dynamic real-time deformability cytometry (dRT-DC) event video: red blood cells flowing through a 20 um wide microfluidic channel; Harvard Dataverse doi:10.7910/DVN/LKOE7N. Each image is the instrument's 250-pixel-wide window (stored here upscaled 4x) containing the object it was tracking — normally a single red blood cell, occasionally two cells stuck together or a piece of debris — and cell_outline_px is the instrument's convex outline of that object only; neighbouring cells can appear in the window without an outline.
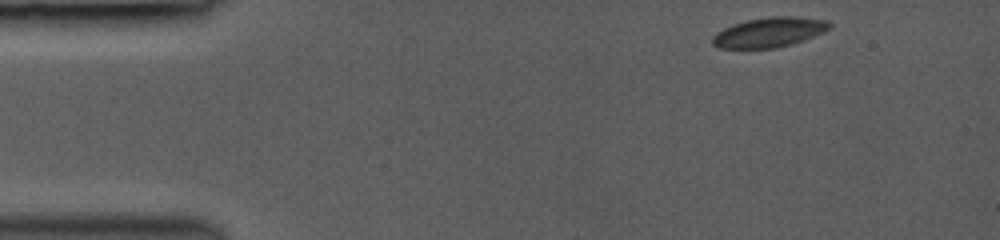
{"species": "common noctule bat (a hibernating species)", "species_latin": "Nyctalus noctula", "temperature_condition": "room temperature", "stored_images_in_passage": 7, "camera_frame_rate_fps": 3000, "um_per_image_px": 0.085, "animal": {"sex": "female", "body_mass_g": 19.0, "forearm_length_mm": 53.3}, "frame": {"image": 1, "passage_image": 1, "time_ms": 0.0, "image_size_px": [1000, 240], "cell_outline_px": [[832, 28], [824, 32], [792, 44], [776, 48], [716, 48], [712, 44], [712, 36], [716, 32], [732, 24], [748, 20], [768, 16], [796, 16], [828, 20], [832, 24]], "centroid_in_image_um": [65.4, 2.74], "position_along_channel_um": 19.6, "area_um2": 20.58}}
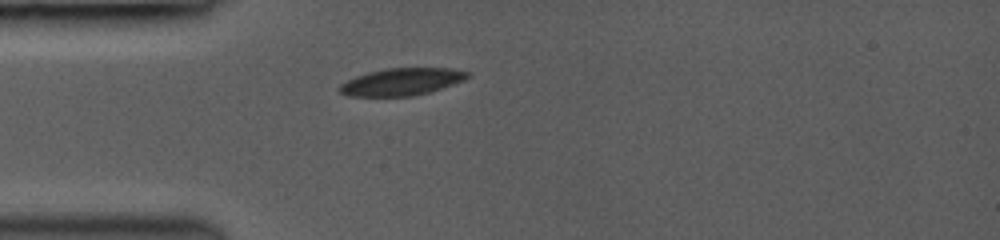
{"frame": {"image": 2, "passage_image": 5, "time_ms": 2.667, "image_size_px": [1000, 240], "cell_outline_px": [[468, 76], [464, 80], [432, 92], [412, 96], [348, 96], [340, 92], [340, 84], [356, 76], [368, 72], [384, 68], [448, 68], [468, 72]], "centroid_in_image_um": [34.13, 6.95], "position_along_channel_um": 50.9, "area_um2": 20.23}}
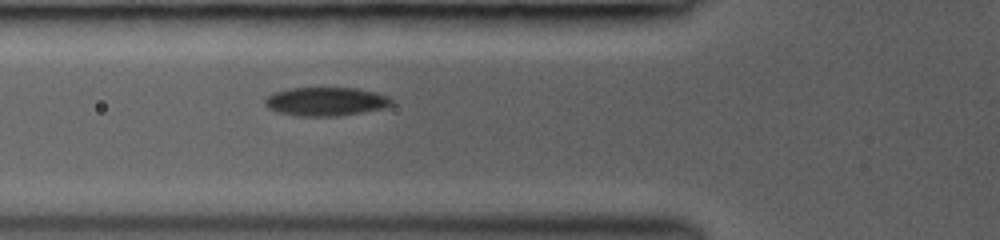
{"frame": {"image": 3, "passage_image": 7, "time_ms": 4.0, "image_size_px": [1000, 240], "cell_outline_px": [[392, 104], [384, 108], [364, 112], [340, 116], [296, 116], [280, 112], [268, 108], [264, 104], [264, 100], [272, 92], [288, 88], [356, 88], [376, 92], [388, 96], [392, 100]], "centroid_in_image_um": [27.69, 8.63], "position_along_channel_um": 98.1, "area_um2": 21.27}}